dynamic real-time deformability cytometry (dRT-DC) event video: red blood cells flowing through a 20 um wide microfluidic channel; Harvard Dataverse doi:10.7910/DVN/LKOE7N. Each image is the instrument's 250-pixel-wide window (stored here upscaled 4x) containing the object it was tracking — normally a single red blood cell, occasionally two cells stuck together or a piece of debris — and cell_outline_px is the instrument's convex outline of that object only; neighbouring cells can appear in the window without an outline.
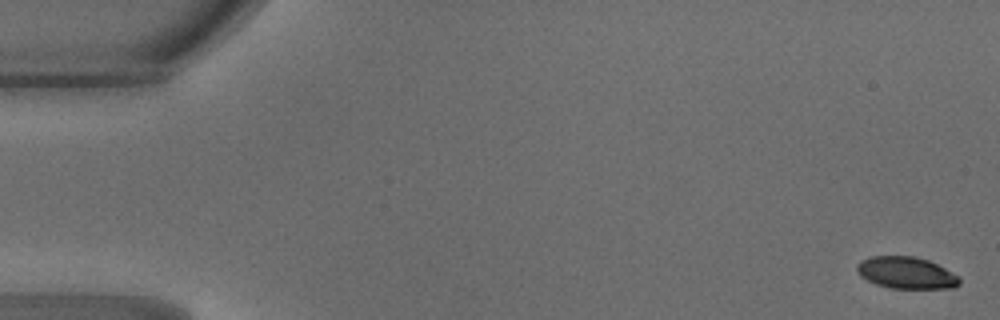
{"species": "common noctule bat (a hibernating species)", "species_latin": "Nyctalus noctula", "temperature_condition": "warm", "stored_images_in_passage": 49, "segment_of_instrument_passage": [1, 2], "camera_frame_rate_fps": 3000, "um_per_image_px": 0.085, "animal": {"sex": "male", "body_mass_g": 18.8}, "frame": {"image": 1, "passage_image": 1, "time_ms": 0.0, "image_size_px": [1000, 320], "cell_outline_px": [[960, 284], [956, 288], [892, 288], [876, 284], [860, 276], [856, 272], [856, 264], [860, 260], [872, 256], [916, 256], [928, 260], [960, 276]], "centroid_in_image_um": [77.03, 23.18], "position_along_channel_um": 8.0, "area_um2": 19.13}}
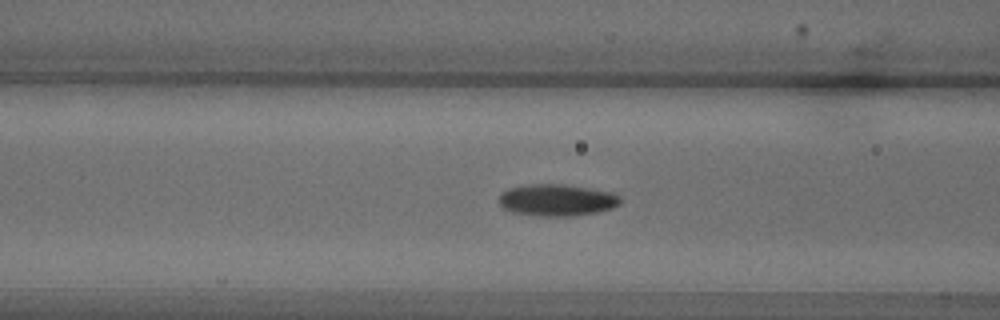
{"frame": {"image": 2, "passage_image": 19, "time_ms": 6.0, "image_size_px": [1000, 320], "cell_outline_px": [[620, 204], [612, 208], [596, 212], [572, 216], [544, 216], [512, 212], [504, 208], [500, 204], [500, 192], [508, 188], [524, 184], [564, 184], [588, 188], [608, 192], [620, 196]], "centroid_in_image_um": [47.3, 17.0], "position_along_channel_um": 119.3, "area_um2": 22.37}}
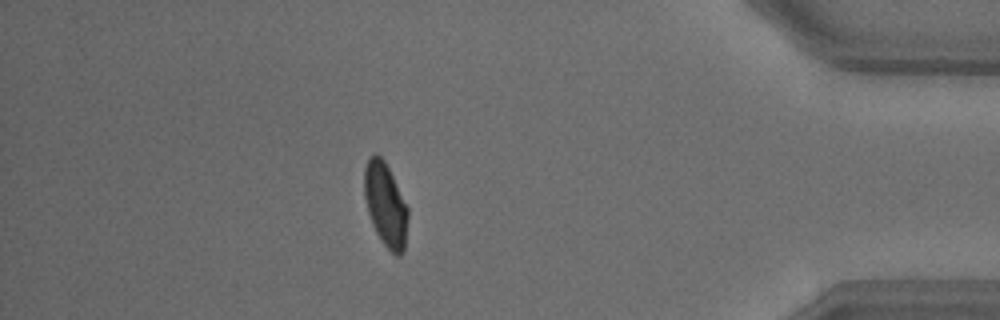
{"frame": {"image": 3, "passage_image": 42, "time_ms": 13.667, "image_size_px": [1000, 320], "cell_outline_px": [[408, 216], [404, 252], [400, 256], [396, 256], [380, 240], [372, 224], [368, 212], [364, 196], [364, 168], [368, 160], [376, 152], [384, 160], [408, 208]], "centroid_in_image_um": [32.76, 17.43], "position_along_channel_um": 402.4, "area_um2": 21.1}}